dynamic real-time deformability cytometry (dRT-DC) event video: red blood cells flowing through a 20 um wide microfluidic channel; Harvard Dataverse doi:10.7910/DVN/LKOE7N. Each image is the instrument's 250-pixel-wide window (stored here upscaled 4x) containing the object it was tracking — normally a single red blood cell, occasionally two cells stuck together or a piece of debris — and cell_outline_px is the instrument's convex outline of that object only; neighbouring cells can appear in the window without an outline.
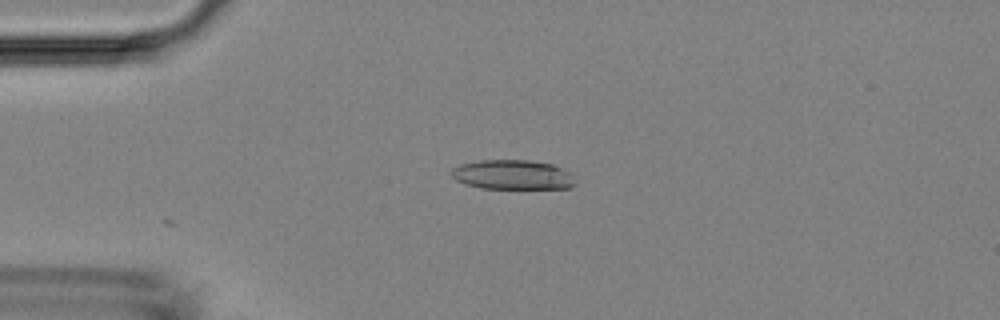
{"species": "Egyptian fruit bat (a non-hibernating species)", "species_latin": "Rousettus aegyptiacus", "temperature_condition": "room temperature", "stored_images_in_passage": 3, "camera_frame_rate_fps": 3000, "um_per_image_px": 0.085, "animal": {"sex": "female"}, "frame": {"image": 1, "passage_image": 3, "time_ms": 2.333, "image_size_px": [1000, 320], "cell_outline_px": [[576, 184], [572, 188], [480, 188], [464, 184], [456, 180], [448, 172], [452, 168], [460, 164], [480, 160], [528, 160], [552, 164], [572, 172]], "centroid_in_image_um": [43.57, 14.85], "position_along_channel_um": 41.4, "area_um2": 21.62}}